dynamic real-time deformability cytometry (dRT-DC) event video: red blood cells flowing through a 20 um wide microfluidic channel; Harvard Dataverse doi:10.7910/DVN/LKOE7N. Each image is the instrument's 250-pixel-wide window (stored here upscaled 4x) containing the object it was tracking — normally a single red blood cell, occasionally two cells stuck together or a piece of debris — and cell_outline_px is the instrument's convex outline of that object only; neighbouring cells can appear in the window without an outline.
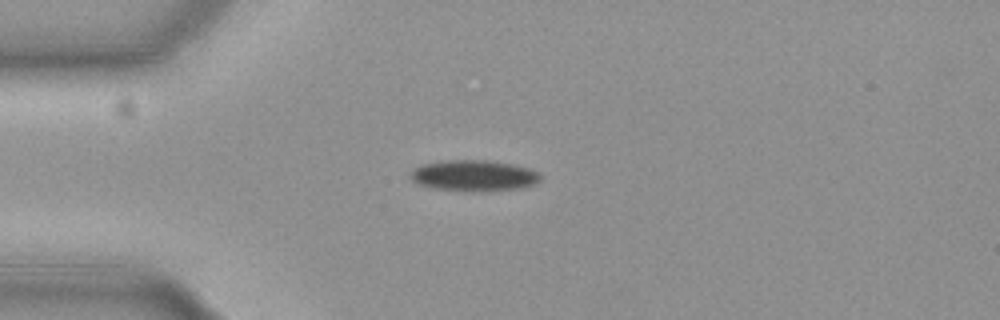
{"species": "common noctule bat (a hibernating species)", "species_latin": "Nyctalus noctula", "temperature_condition": "cold", "stored_images_in_passage": 12, "camera_frame_rate_fps": 3000, "um_per_image_px": 0.085, "animal": {"sex": "female", "body_mass_g": 19.3, "forearm_length_mm": 54.1}, "frame": {"image": 1, "passage_image": 7, "time_ms": 2.0, "image_size_px": [1000, 320], "cell_outline_px": [[540, 180], [536, 184], [520, 188], [472, 192], [432, 188], [420, 184], [412, 180], [408, 176], [408, 172], [412, 168], [424, 164], [444, 160], [488, 160], [512, 164], [528, 168], [540, 172]], "centroid_in_image_um": [40.25, 14.92], "position_along_channel_um": 44.7, "area_um2": 23.76}}